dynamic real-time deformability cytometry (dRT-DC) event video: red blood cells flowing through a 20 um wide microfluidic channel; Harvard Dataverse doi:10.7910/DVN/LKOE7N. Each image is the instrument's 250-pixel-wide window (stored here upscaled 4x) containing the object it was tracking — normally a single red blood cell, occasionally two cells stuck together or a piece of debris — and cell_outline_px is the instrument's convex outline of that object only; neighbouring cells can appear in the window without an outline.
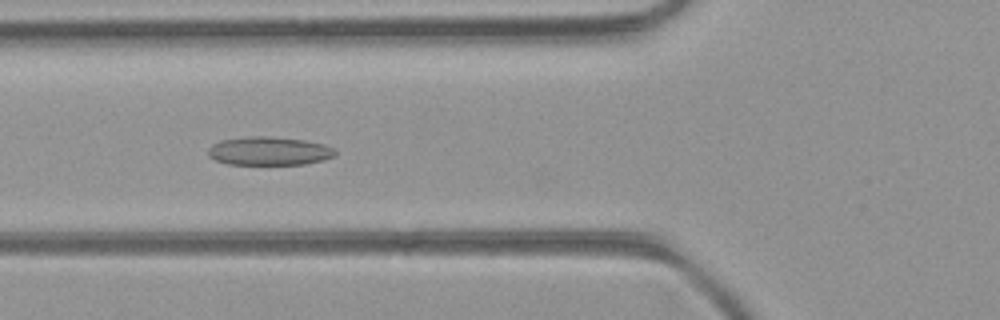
{"species": "common noctule bat (a hibernating species)", "species_latin": "Nyctalus noctula", "temperature_condition": "room temperature", "stored_images_in_passage": 38, "camera_frame_rate_fps": 3000, "um_per_image_px": 0.085, "animal": {"sex": "female", "body_mass_g": 21.9}, "frame": {"image": 1, "passage_image": 7, "time_ms": 2.0, "image_size_px": [1000, 320], "cell_outline_px": [[336, 156], [324, 160], [304, 164], [228, 164], [216, 160], [208, 156], [208, 148], [212, 144], [220, 140], [248, 136], [264, 136], [304, 140], [324, 144], [332, 148], [336, 152]], "centroid_in_image_um": [22.86, 12.83], "position_along_channel_um": 102.9, "area_um2": 21.1}}
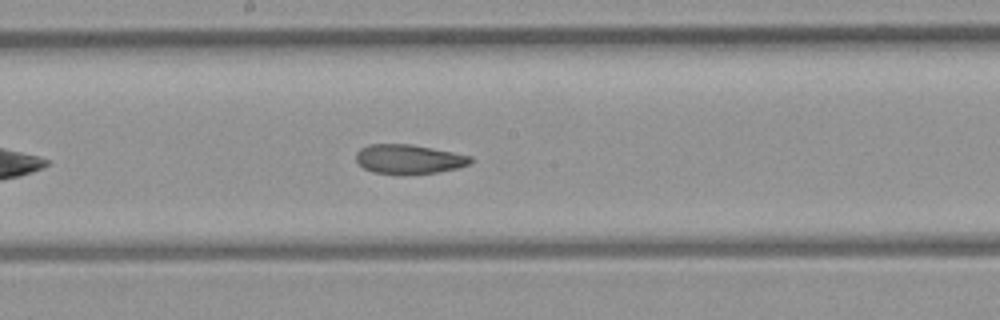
{"frame": {"image": 2, "passage_image": 15, "time_ms": 4.667, "image_size_px": [1000, 320], "cell_outline_px": [[472, 160], [468, 164], [456, 168], [440, 172], [404, 176], [372, 172], [364, 168], [356, 160], [356, 152], [360, 148], [368, 144], [408, 144], [432, 148], [472, 156]], "centroid_in_image_um": [34.71, 13.55], "position_along_channel_um": 213.5, "area_um2": 19.88}}
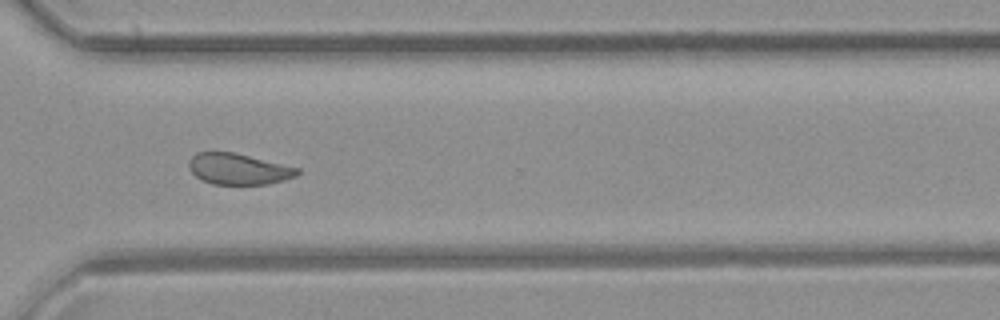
{"frame": {"image": 3, "passage_image": 25, "time_ms": 8.0, "image_size_px": [1000, 320], "cell_outline_px": [[300, 172], [296, 176], [284, 180], [268, 184], [212, 184], [196, 176], [188, 168], [188, 160], [196, 152], [232, 152], [300, 168]], "centroid_in_image_um": [20.26, 14.36], "position_along_channel_um": 350.3, "area_um2": 19.54}, "authors_computed_cell_mechanics": {"area_um2": 20.5768, "velocity_mm_per_s": 4.1221, "shape_relaxation_time_tau1_ms": null, "shape_relaxation_time_tau2_ms": 2.3767, "deformation_change_tau1": null, "deformation_change_tau2": 0.09}}